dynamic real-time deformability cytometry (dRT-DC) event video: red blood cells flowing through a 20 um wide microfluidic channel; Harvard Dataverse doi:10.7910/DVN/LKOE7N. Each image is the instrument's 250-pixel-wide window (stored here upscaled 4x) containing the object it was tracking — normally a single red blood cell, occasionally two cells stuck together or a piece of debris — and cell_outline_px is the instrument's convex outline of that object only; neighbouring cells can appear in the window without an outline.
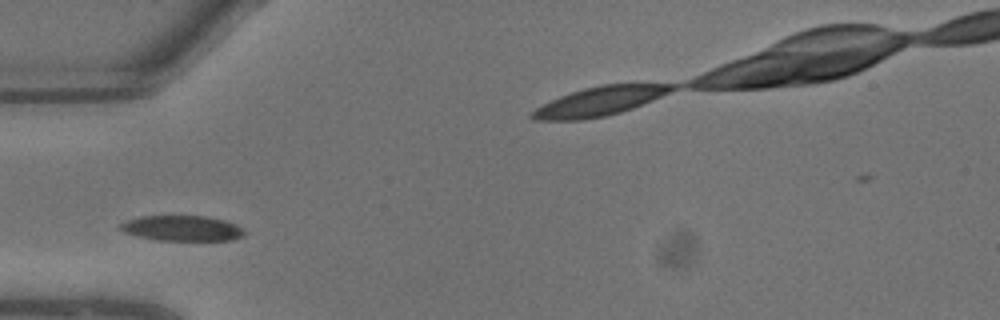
{"species": "common noctule bat (a hibernating species)", "species_latin": "Nyctalus noctula", "temperature_condition": "warm", "stored_images_in_passage": 4, "segment_of_instrument_passage": [1, 2], "camera_frame_rate_fps": 3000, "um_per_image_px": 0.085, "animal": {"sex": "male", "body_mass_g": 13.3}, "frame": {"image": 1, "passage_image": 2, "time_ms": 0.333, "image_size_px": [1000, 320], "cell_outline_px": [[244, 236], [232, 240], [152, 240], [124, 232], [116, 228], [120, 224], [128, 220], [140, 216], [208, 216], [224, 220], [236, 224], [244, 228]], "centroid_in_image_um": [15.47, 19.4], "position_along_channel_um": 69.5, "area_um2": 18.5}}